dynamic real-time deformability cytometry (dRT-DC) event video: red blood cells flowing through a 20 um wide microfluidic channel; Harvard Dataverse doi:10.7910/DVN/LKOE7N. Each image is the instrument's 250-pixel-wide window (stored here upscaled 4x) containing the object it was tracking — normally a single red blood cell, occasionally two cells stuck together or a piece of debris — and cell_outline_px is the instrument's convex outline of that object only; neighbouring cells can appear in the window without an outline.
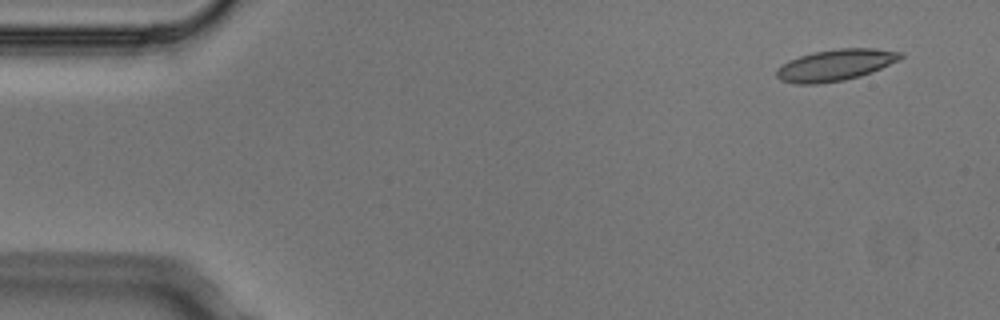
{"species": "Egyptian fruit bat (a non-hibernating species)", "species_latin": "Rousettus aegyptiacus", "temperature_condition": "cold", "stored_images_in_passage": 3, "camera_frame_rate_fps": 3000, "um_per_image_px": 0.085, "animal": {"sex": "male"}, "frame": {"image": 1, "passage_image": 1, "time_ms": 0.0, "image_size_px": [1000, 320], "cell_outline_px": [[904, 56], [900, 60], [872, 72], [860, 76], [844, 80], [816, 84], [796, 84], [780, 80], [776, 76], [776, 68], [788, 60], [812, 52], [840, 48], [876, 48], [904, 52]], "centroid_in_image_um": [71.03, 5.52], "position_along_channel_um": 14.0, "area_um2": 22.95}}